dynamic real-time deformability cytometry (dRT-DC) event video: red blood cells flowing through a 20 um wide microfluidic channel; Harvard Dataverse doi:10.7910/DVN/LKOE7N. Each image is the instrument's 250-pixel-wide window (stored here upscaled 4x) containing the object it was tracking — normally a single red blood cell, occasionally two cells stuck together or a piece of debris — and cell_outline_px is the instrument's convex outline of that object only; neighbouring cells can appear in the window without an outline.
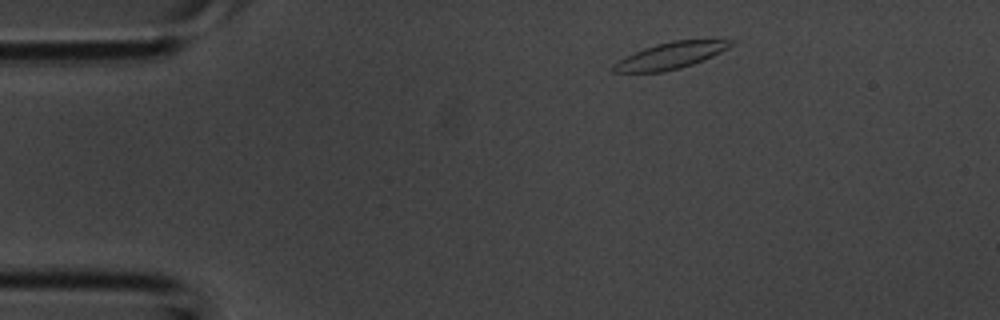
{"species": "common noctule bat (a hibernating species)", "species_latin": "Nyctalus noctula", "temperature_condition": "room temperature", "stored_images_in_passage": 34, "camera_frame_rate_fps": 3000, "um_per_image_px": 0.085, "animal": {"sex": "male", "body_mass_g": 20.1, "forearm_length_mm": 53.5}, "frame": {"image": 1, "passage_image": 1, "time_ms": 0.0, "image_size_px": [1000, 320], "cell_outline_px": [[732, 44], [728, 48], [712, 56], [692, 64], [680, 68], [664, 72], [612, 72], [612, 64], [644, 48], [656, 44], [672, 40], [732, 40]], "centroid_in_image_um": [56.97, 4.73], "position_along_channel_um": 28.0, "area_um2": 17.74}}
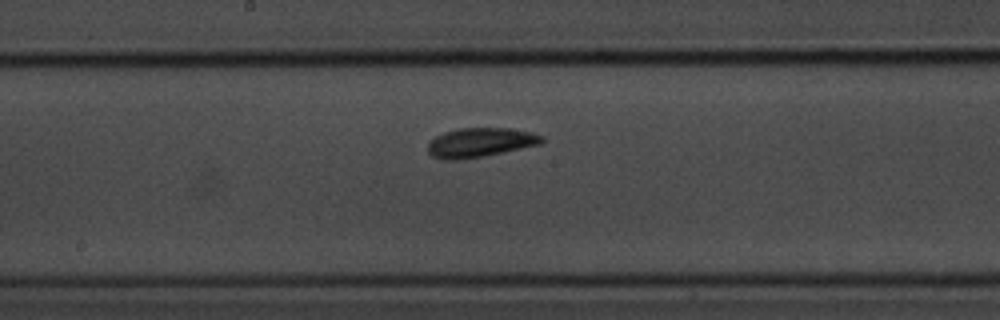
{"frame": {"image": 2, "passage_image": 15, "time_ms": 4.667, "image_size_px": [1000, 320], "cell_outline_px": [[544, 140], [540, 144], [484, 156], [456, 160], [444, 160], [432, 156], [428, 152], [428, 144], [436, 136], [444, 132], [456, 128], [508, 128], [532, 132], [544, 136]], "centroid_in_image_um": [40.81, 12.11], "position_along_channel_um": 207.4, "area_um2": 19.42}}
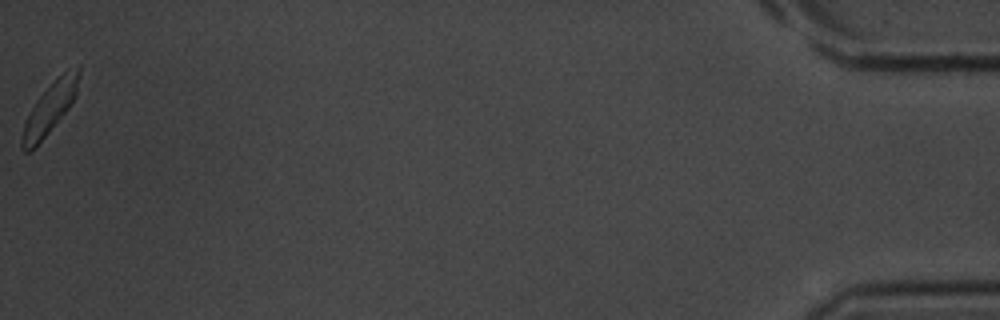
{"frame": {"image": 3, "passage_image": 34, "time_ms": 11.0, "image_size_px": [1000, 320], "cell_outline_px": [[80, 72], [76, 96], [68, 108], [48, 132], [28, 152], [24, 152], [20, 148], [20, 140], [24, 124], [36, 100], [64, 72], [80, 64]], "centroid_in_image_um": [4.23, 9.2], "position_along_channel_um": 431.0, "area_um2": 16.13}}